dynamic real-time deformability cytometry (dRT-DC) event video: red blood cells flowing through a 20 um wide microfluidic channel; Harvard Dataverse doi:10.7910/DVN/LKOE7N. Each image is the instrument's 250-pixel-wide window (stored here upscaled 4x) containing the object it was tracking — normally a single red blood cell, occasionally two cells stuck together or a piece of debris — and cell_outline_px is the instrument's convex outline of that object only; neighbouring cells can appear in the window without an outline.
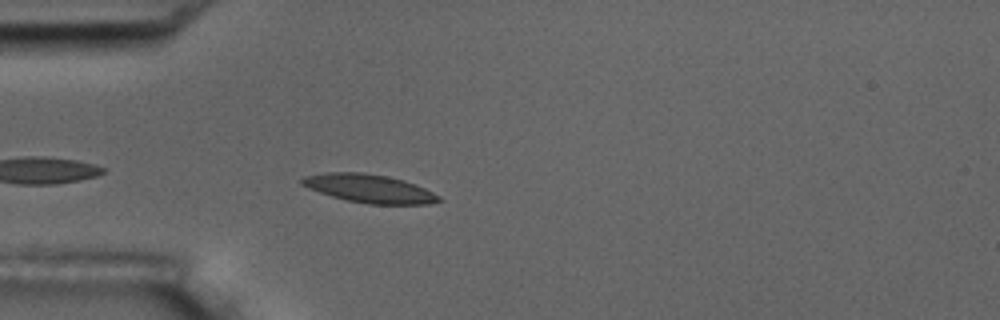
{"species": "common noctule bat (a hibernating species)", "species_latin": "Nyctalus noctula", "temperature_condition": "room temperature", "stored_images_in_passage": 5, "camera_frame_rate_fps": 3000, "um_per_image_px": 0.085, "animal": {"sex": "male", "body_mass_g": 17.5, "forearm_length_mm": 52.3}, "frame": {"image": 1, "passage_image": 5, "time_ms": 4.667, "image_size_px": [1000, 320], "cell_outline_px": [[444, 200], [428, 204], [368, 204], [348, 200], [332, 196], [308, 188], [300, 184], [300, 180], [304, 176], [324, 172], [364, 172], [404, 180], [424, 188], [440, 196]], "centroid_in_image_um": [31.38, 16.02], "position_along_channel_um": 53.6, "area_um2": 22.54}}